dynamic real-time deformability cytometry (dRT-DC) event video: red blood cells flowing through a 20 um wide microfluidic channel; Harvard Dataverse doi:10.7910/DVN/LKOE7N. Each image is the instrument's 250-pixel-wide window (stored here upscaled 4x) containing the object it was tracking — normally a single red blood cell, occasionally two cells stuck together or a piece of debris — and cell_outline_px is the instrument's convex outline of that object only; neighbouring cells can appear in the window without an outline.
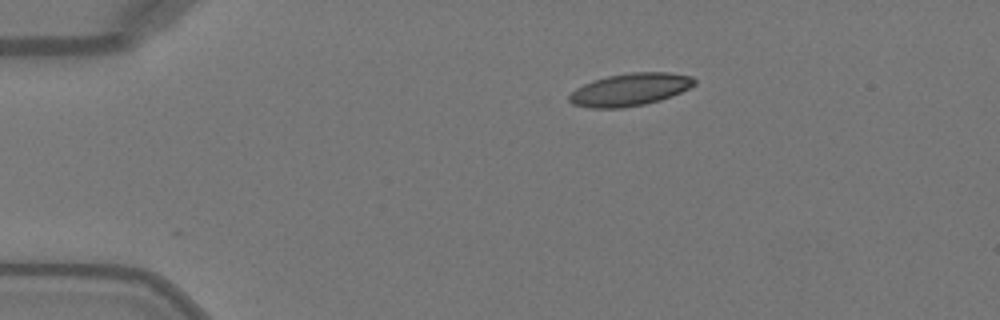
{"species": "Egyptian fruit bat (a non-hibernating species)", "species_latin": "Rousettus aegyptiacus", "temperature_condition": "warm", "stored_images_in_passage": 41, "camera_frame_rate_fps": 3000, "um_per_image_px": 0.085, "animal": {"sex": "female"}, "frame": {"image": 1, "passage_image": 1, "time_ms": 0.0, "image_size_px": [1000, 320], "cell_outline_px": [[696, 84], [680, 92], [660, 100], [644, 104], [620, 108], [588, 108], [572, 104], [568, 100], [568, 96], [576, 88], [592, 80], [608, 76], [632, 72], [668, 72], [692, 76], [696, 80]], "centroid_in_image_um": [53.53, 7.61], "position_along_channel_um": 31.5, "area_um2": 23.7}}
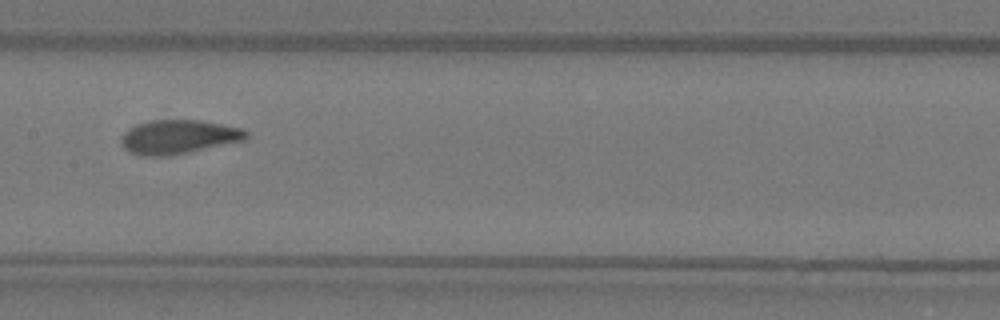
{"frame": {"image": 2, "passage_image": 17, "time_ms": 5.333, "image_size_px": [1000, 320], "cell_outline_px": [[248, 136], [244, 140], [172, 156], [144, 156], [132, 152], [124, 148], [120, 140], [124, 132], [128, 128], [136, 124], [148, 120], [200, 120], [244, 128], [248, 132]], "centroid_in_image_um": [15.17, 11.63], "position_along_channel_um": 192.2, "area_um2": 24.91}}
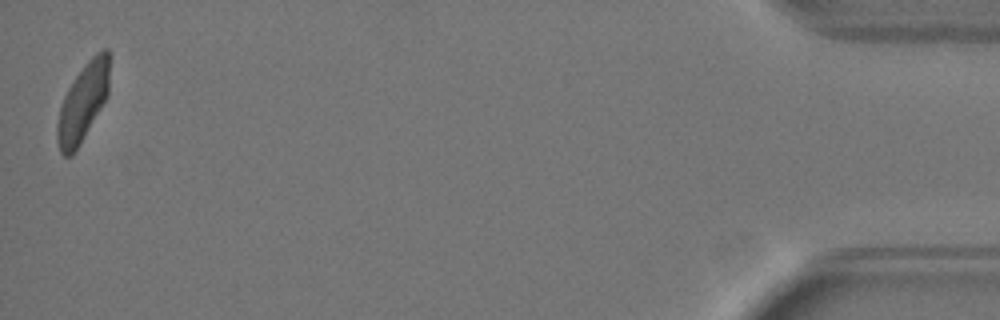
{"frame": {"image": 3, "passage_image": 41, "time_ms": 13.333, "image_size_px": [1000, 320], "cell_outline_px": [[108, 96], [72, 156], [64, 156], [60, 152], [56, 140], [56, 124], [60, 108], [64, 96], [72, 80], [84, 64], [100, 48], [108, 48]], "centroid_in_image_um": [7.02, 8.7], "position_along_channel_um": 428.2, "area_um2": 23.58}, "authors_computed_cell_mechanics": {"area_um2": 24.4494, "velocity_mm_per_s": 4.0582, "shape_relaxation_time_tau1_ms": 3.3686, "shape_relaxation_time_tau2_ms": 0.7506, "deformation_change_tau1": 0.1602, "deformation_change_tau2": 0.06}}